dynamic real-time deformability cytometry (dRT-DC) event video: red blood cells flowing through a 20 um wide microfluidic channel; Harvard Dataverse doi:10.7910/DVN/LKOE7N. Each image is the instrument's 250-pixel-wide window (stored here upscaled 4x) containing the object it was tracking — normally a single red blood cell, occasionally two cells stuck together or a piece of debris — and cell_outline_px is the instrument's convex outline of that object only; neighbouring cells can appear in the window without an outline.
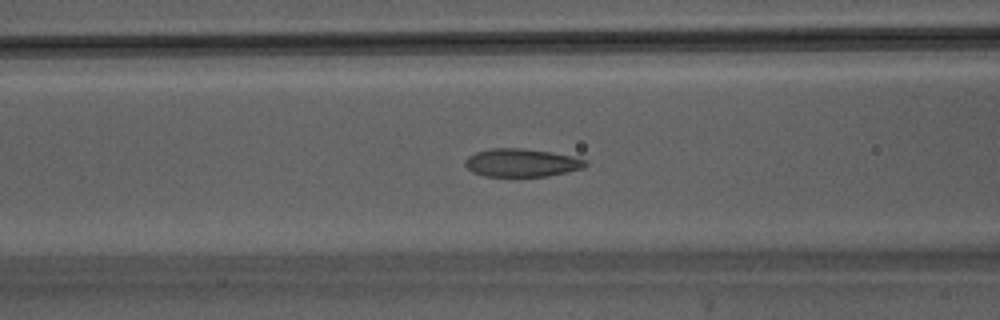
{"species": "Egyptian fruit bat (a non-hibernating species)", "species_latin": "Rousettus aegyptiacus", "temperature_condition": "warm", "stored_images_in_passage": 44, "camera_frame_rate_fps": 3000, "um_per_image_px": 0.085, "animal": {"sex": "male"}, "frame": {"image": 1, "passage_image": 17, "time_ms": 5.333, "image_size_px": [1000, 320], "cell_outline_px": [[588, 164], [584, 168], [568, 172], [548, 176], [484, 176], [472, 172], [464, 164], [464, 160], [468, 156], [476, 152], [488, 148], [520, 148], [552, 152], [572, 156], [588, 160]], "centroid_in_image_um": [44.35, 13.83], "position_along_channel_um": 122.3, "area_um2": 19.88}}
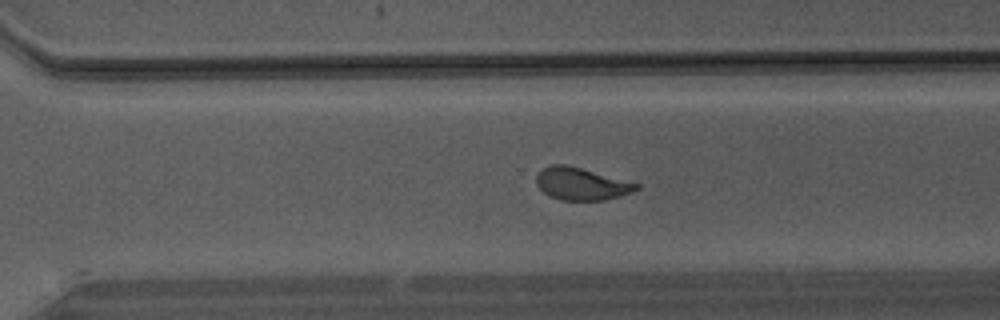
{"frame": {"image": 2, "passage_image": 30, "time_ms": 9.667, "image_size_px": [1000, 320], "cell_outline_px": [[640, 188], [620, 196], [604, 200], [560, 200], [548, 196], [536, 184], [536, 176], [544, 168], [552, 164], [568, 164], [640, 184]], "centroid_in_image_um": [49.4, 15.62], "position_along_channel_um": 321.2, "area_um2": 18.84}}
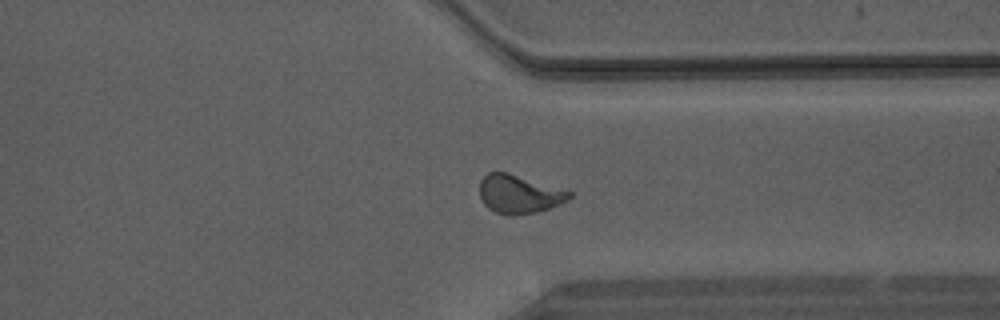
{"frame": {"image": 3, "passage_image": 33, "time_ms": 10.667, "image_size_px": [1000, 320], "cell_outline_px": [[572, 196], [548, 208], [536, 212], [496, 212], [488, 208], [484, 204], [480, 196], [480, 180], [488, 172], [508, 172], [572, 192]], "centroid_in_image_um": [44.07, 16.44], "position_along_channel_um": 367.3, "area_um2": 19.19}}